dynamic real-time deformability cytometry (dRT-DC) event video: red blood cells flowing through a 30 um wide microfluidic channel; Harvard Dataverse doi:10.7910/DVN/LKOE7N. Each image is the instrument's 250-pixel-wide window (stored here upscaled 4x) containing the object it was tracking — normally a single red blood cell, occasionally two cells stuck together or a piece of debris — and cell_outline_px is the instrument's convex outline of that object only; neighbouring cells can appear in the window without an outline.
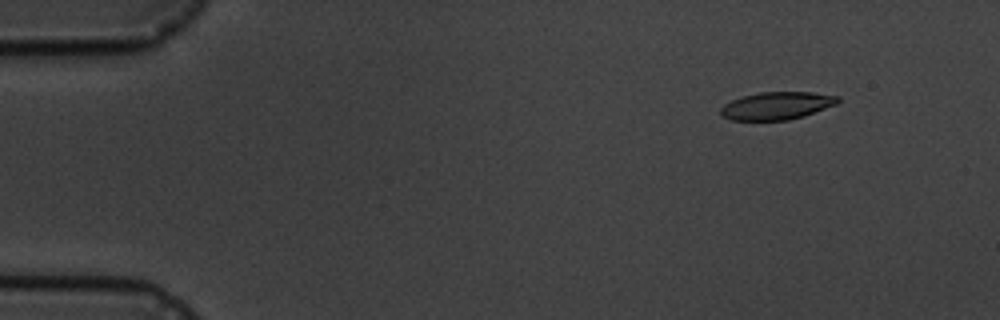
{"species": "common noctule bat (a hibernating species)", "species_latin": "Nyctalus noctula", "temperature_condition": "cold", "stored_images_in_passage": 6, "camera_frame_rate_fps": 3000, "um_per_image_px": 0.085, "animal": {"sex": "male", "body_mass_g": 19.5, "forearm_length_mm": 54.6}, "frame": {"image": 1, "passage_image": 2, "time_ms": 1.333, "image_size_px": [1000, 320], "cell_outline_px": [[840, 100], [836, 104], [804, 116], [788, 120], [732, 120], [720, 116], [720, 108], [724, 104], [732, 100], [744, 96], [760, 92], [812, 92], [840, 96]], "centroid_in_image_um": [66.02, 8.99], "position_along_channel_um": 19.0, "area_um2": 18.9}}
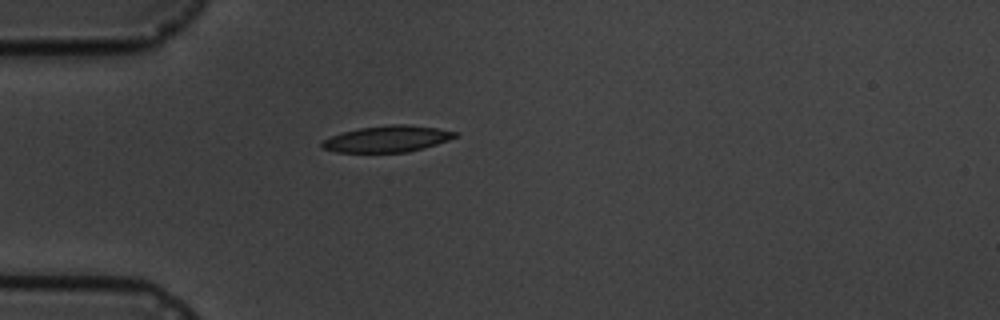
{"frame": {"image": 2, "passage_image": 5, "time_ms": 4.667, "image_size_px": [1000, 320], "cell_outline_px": [[460, 136], [424, 148], [408, 152], [336, 152], [320, 148], [320, 144], [324, 140], [332, 136], [344, 132], [360, 128], [392, 124], [408, 124], [436, 128], [460, 132]], "centroid_in_image_um": [32.96, 11.81], "position_along_channel_um": 52.0, "area_um2": 20.46}}